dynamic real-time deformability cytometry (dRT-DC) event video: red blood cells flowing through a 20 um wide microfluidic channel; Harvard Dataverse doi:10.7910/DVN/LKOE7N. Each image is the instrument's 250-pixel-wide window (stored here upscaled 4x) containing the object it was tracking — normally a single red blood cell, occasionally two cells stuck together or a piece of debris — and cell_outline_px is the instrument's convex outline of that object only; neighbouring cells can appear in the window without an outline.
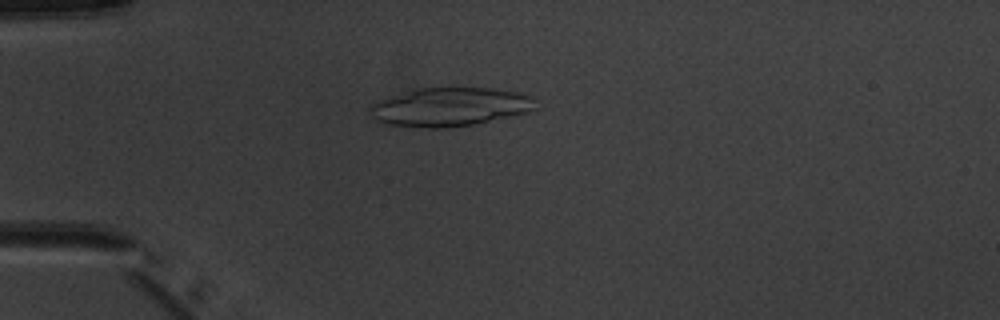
{"species": "common noctule bat (a hibernating species)", "species_latin": "Nyctalus noctula", "temperature_condition": "warm", "stored_images_in_passage": 4, "camera_frame_rate_fps": 3000, "um_per_image_px": 0.085, "animal": {"sex": "male", "body_mass_g": 20.1, "forearm_length_mm": 53.5}, "frame": {"image": 1, "passage_image": 4, "time_ms": 3.333, "image_size_px": [1000, 320], "cell_outline_px": [[536, 108], [528, 112], [472, 124], [444, 128], [416, 128], [388, 124], [376, 120], [368, 112], [368, 108], [376, 100], [408, 88], [496, 88], [536, 96]], "centroid_in_image_um": [38.18, 9.07], "position_along_channel_um": 46.8, "area_um2": 37.97}}